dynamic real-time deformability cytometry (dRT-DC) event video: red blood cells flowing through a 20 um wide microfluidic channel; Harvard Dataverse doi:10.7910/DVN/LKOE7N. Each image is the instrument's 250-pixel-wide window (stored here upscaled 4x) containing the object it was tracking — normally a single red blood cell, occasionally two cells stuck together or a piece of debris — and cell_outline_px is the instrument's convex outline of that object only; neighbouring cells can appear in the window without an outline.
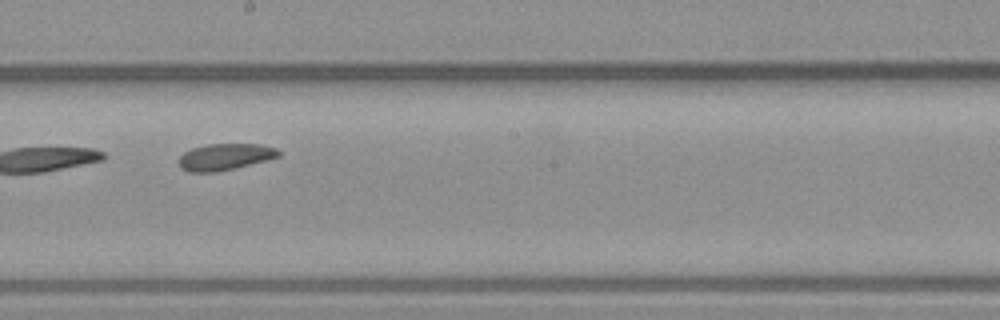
{"species": "common noctule bat (a hibernating species)", "species_latin": "Nyctalus noctula", "temperature_condition": "warm", "stored_images_in_passage": 40, "camera_frame_rate_fps": 3000, "um_per_image_px": 0.085, "animal": {"sex": "male", "body_mass_g": 23.1, "forearm_length_mm": 52.7}, "frame": {"image": 1, "passage_image": 23, "time_ms": 7.333, "image_size_px": [1000, 320], "cell_outline_px": [[280, 156], [216, 172], [188, 172], [180, 168], [180, 156], [184, 152], [192, 148], [208, 144], [260, 144], [276, 148], [280, 152]], "centroid_in_image_um": [19.09, 13.32], "position_along_channel_um": 229.1, "area_um2": 15.14}}